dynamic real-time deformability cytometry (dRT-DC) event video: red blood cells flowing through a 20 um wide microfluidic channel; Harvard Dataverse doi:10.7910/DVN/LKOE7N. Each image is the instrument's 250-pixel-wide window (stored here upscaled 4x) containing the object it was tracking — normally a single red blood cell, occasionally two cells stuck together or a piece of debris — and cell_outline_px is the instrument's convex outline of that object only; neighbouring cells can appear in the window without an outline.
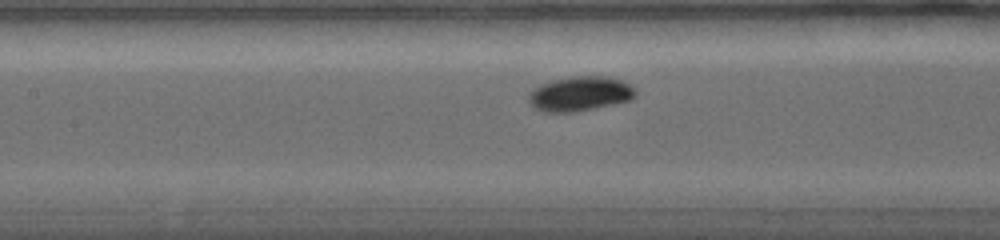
{"species": "common noctule bat (a hibernating species)", "species_latin": "Nyctalus noctula", "temperature_condition": "warm", "stored_images_in_passage": 31, "camera_frame_rate_fps": 5000, "um_per_image_px": 0.085, "animal": {"sex": "female", "body_mass_g": 19.0, "forearm_length_mm": 56.7}, "frame": {"image": 1, "passage_image": 11, "time_ms": 4.4, "image_size_px": [1000, 240], "cell_outline_px": [[636, 96], [628, 100], [612, 104], [576, 112], [544, 112], [536, 108], [528, 100], [528, 96], [532, 88], [540, 84], [552, 80], [572, 76], [604, 76], [620, 80], [636, 88]], "centroid_in_image_um": [49.27, 7.96], "position_along_channel_um": 158.1, "area_um2": 21.5}}
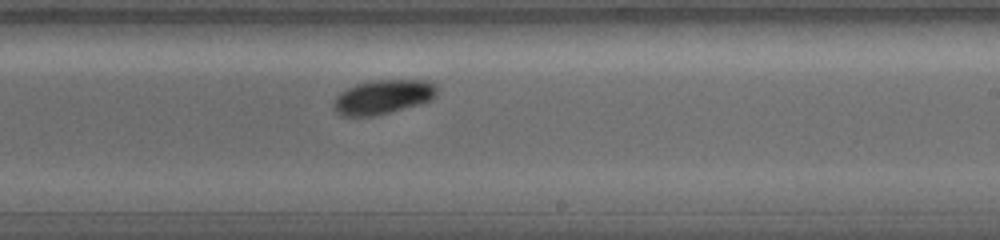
{"frame": {"image": 2, "passage_image": 18, "time_ms": 7.0, "image_size_px": [1000, 240], "cell_outline_px": [[440, 88], [436, 96], [432, 100], [420, 104], [376, 116], [340, 116], [332, 108], [332, 104], [336, 96], [340, 92], [356, 84], [376, 80], [424, 80], [436, 84]], "centroid_in_image_um": [32.57, 8.25], "position_along_channel_um": 256.4, "area_um2": 20.98}}
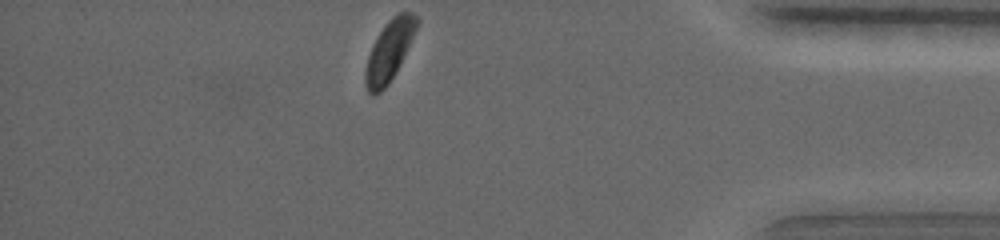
{"frame": {"image": 3, "passage_image": 31, "time_ms": 11.8, "image_size_px": [1000, 240], "cell_outline_px": [[420, 20], [388, 84], [380, 92], [372, 96], [368, 92], [364, 84], [364, 72], [368, 56], [372, 44], [388, 20], [392, 16], [400, 12], [412, 12]], "centroid_in_image_um": [33.03, 4.32], "position_along_channel_um": 402.2, "area_um2": 17.51}, "authors_computed_cell_mechanics": {"area_um2": 19.9988, "velocity_mm_per_s": 3.7939, "shape_relaxation_time_tau1_ms": 1.4837, "shape_relaxation_time_tau2_ms": null, "deformation_change_tau1": 0.1043, "deformation_change_tau2": null}}